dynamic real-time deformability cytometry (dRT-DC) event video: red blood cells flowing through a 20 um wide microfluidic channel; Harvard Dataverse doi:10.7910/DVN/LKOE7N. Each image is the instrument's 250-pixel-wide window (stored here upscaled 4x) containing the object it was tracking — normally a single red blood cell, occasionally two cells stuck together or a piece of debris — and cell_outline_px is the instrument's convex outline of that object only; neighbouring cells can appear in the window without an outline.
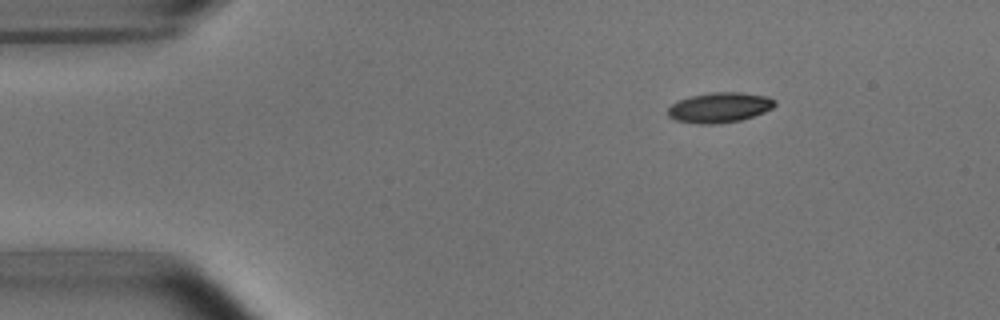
{"species": "common noctule bat (a hibernating species)", "species_latin": "Nyctalus noctula", "temperature_condition": "room temperature", "stored_images_in_passage": 46, "camera_frame_rate_fps": 3000, "um_per_image_px": 0.085, "animal": {"sex": "male", "body_mass_g": 15.6}, "frame": {"image": 1, "passage_image": 1, "time_ms": 0.0, "image_size_px": [1000, 320], "cell_outline_px": [[776, 104], [772, 108], [764, 112], [740, 120], [716, 124], [700, 124], [676, 120], [668, 116], [668, 108], [672, 104], [688, 96], [712, 92], [740, 92], [768, 96], [776, 100]], "centroid_in_image_um": [61.17, 9.13], "position_along_channel_um": 23.8, "area_um2": 18.79}}
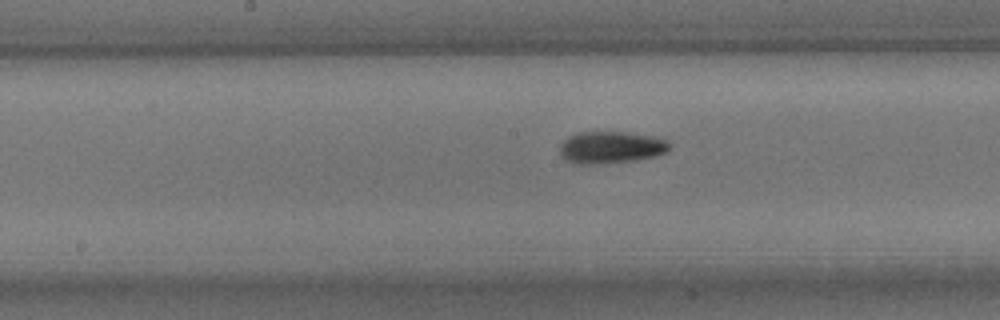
{"frame": {"image": 2, "passage_image": 20, "time_ms": 6.333, "image_size_px": [1000, 320], "cell_outline_px": [[672, 148], [668, 152], [656, 156], [632, 160], [596, 164], [580, 164], [568, 160], [560, 156], [560, 144], [568, 136], [576, 132], [628, 132], [652, 136], [668, 140], [672, 144]], "centroid_in_image_um": [51.97, 12.51], "position_along_channel_um": 196.2, "area_um2": 20.63}}
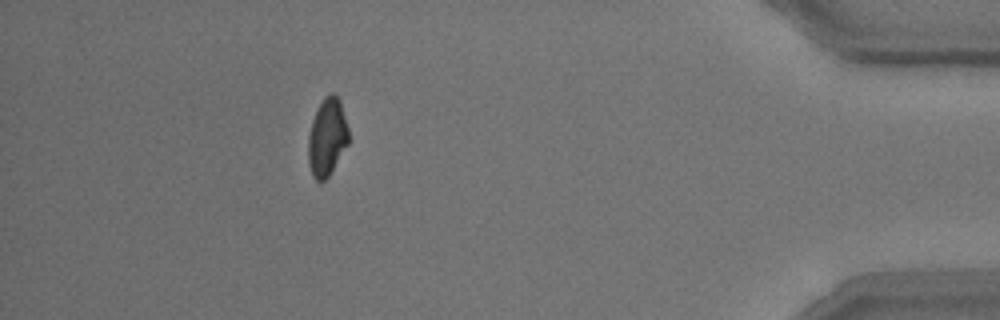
{"frame": {"image": 3, "passage_image": 41, "time_ms": 13.333, "image_size_px": [1000, 320], "cell_outline_px": [[348, 144], [328, 176], [324, 180], [316, 180], [312, 176], [308, 164], [308, 136], [312, 120], [324, 96], [332, 92], [340, 100], [348, 128]], "centroid_in_image_um": [27.79, 11.66], "position_along_channel_um": 407.4, "area_um2": 18.09}, "authors_computed_cell_mechanics": {"area_um2": 18.8717, "velocity_mm_per_s": 3.7685, "shape_relaxation_time_tau1_ms": 3.945, "shape_relaxation_time_tau2_ms": 2.7577, "deformation_change_tau1": 0.1429, "deformation_change_tau2": 0.0848}}